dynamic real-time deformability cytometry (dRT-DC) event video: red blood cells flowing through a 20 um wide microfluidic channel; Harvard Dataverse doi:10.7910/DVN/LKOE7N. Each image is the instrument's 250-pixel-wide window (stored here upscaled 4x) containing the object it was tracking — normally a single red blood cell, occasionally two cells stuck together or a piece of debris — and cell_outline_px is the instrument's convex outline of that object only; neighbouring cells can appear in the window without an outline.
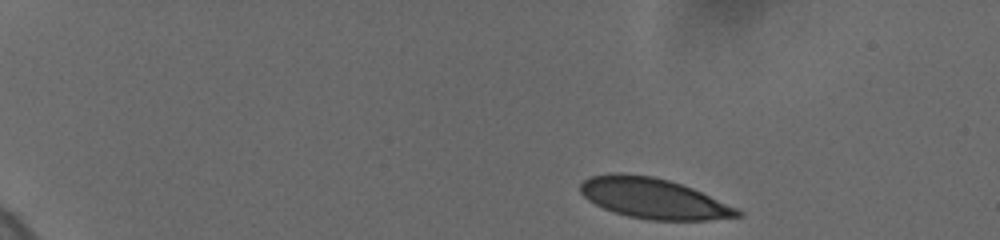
{"species": "human", "species_latin": "Homo sapiens", "temperature_condition": "cold", "stored_images_in_passage": 9, "camera_frame_rate_fps": 3000, "um_per_image_px": 0.085, "donor": {"sex": "female"}, "frame": {"image": 1, "passage_image": 1, "time_ms": 0.0, "image_size_px": [1000, 240], "cell_outline_px": [[744, 216], [708, 220], [648, 220], [628, 216], [604, 208], [588, 200], [580, 192], [580, 184], [584, 180], [592, 176], [652, 176], [668, 180], [692, 188], [736, 208], [744, 212]], "centroid_in_image_um": [55.62, 16.92], "position_along_channel_um": 29.4, "area_um2": 35.84}}
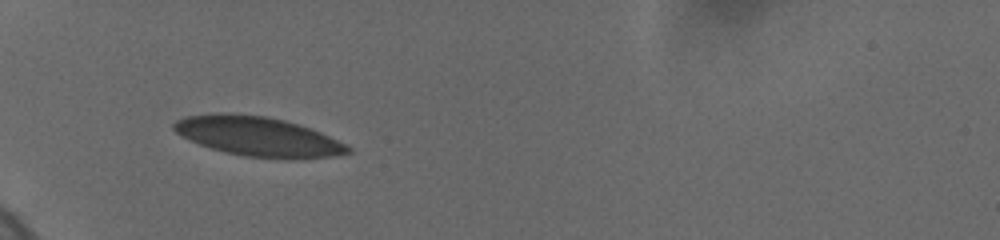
{"frame": {"image": 2, "passage_image": 8, "time_ms": 3.667, "image_size_px": [1000, 240], "cell_outline_px": [[352, 152], [332, 156], [296, 160], [288, 160], [244, 156], [224, 152], [200, 144], [180, 136], [172, 128], [172, 124], [176, 120], [184, 116], [264, 116], [284, 120], [320, 132], [352, 148]], "centroid_in_image_um": [21.99, 11.67], "position_along_channel_um": 63.0, "area_um2": 39.02}}
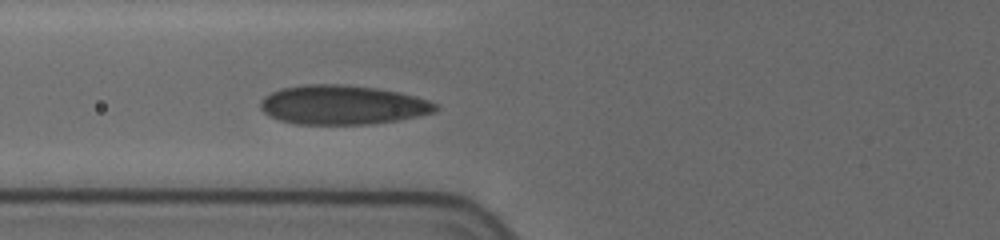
{"frame": {"image": 3, "passage_image": 9, "time_ms": 5.0, "image_size_px": [1000, 240], "cell_outline_px": [[440, 108], [436, 112], [396, 120], [368, 124], [296, 124], [280, 120], [268, 116], [260, 108], [260, 100], [264, 96], [280, 88], [304, 84], [336, 84], [376, 88], [416, 96], [428, 100], [436, 104]], "centroid_in_image_um": [29.08, 8.91], "position_along_channel_um": 96.7, "area_um2": 40.0}}